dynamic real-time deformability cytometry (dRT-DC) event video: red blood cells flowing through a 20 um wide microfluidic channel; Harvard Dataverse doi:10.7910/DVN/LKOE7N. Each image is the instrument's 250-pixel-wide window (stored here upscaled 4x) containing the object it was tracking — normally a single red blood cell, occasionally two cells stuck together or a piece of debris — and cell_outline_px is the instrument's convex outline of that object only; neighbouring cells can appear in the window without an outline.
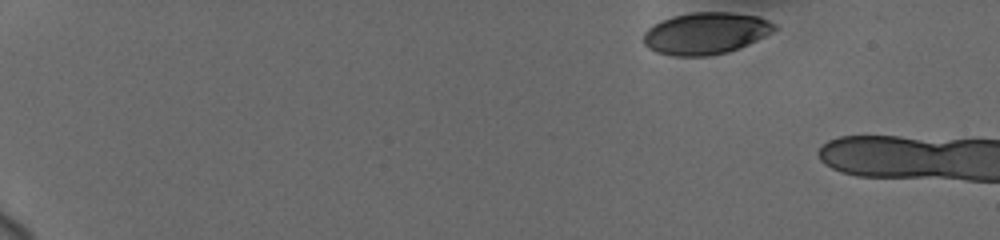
{"species": "human", "species_latin": "Homo sapiens", "temperature_condition": "cold", "stored_images_in_passage": 13, "camera_frame_rate_fps": 3000, "um_per_image_px": 0.085, "donor": {"sex": "female"}, "frame": {"image": 1, "passage_image": 1, "time_ms": 0.0, "image_size_px": [1000, 240], "cell_outline_px": [[776, 28], [772, 32], [748, 44], [728, 52], [708, 56], [672, 56], [656, 52], [648, 48], [644, 44], [644, 32], [652, 24], [672, 16], [692, 12], [732, 12], [756, 16], [768, 20], [776, 24]], "centroid_in_image_um": [59.96, 2.83], "position_along_channel_um": 25.0, "area_um2": 31.96}}
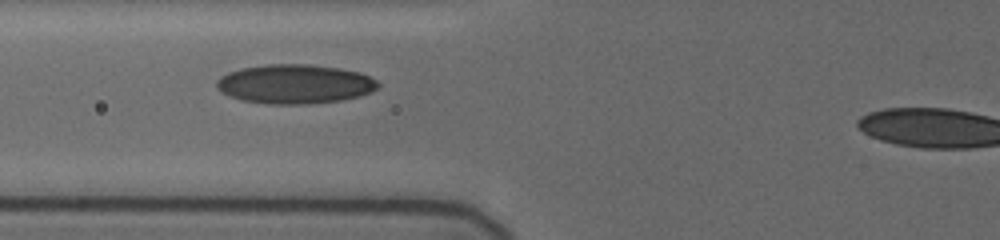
{"frame": {"image": 2, "passage_image": 11, "time_ms": 5.667, "image_size_px": [1000, 240], "cell_outline_px": [[380, 84], [372, 92], [360, 96], [340, 100], [308, 104], [268, 104], [244, 100], [220, 92], [216, 88], [216, 80], [220, 76], [228, 72], [240, 68], [264, 64], [308, 64], [340, 68], [360, 72], [376, 80]], "centroid_in_image_um": [25.05, 7.13], "position_along_channel_um": 100.8, "area_um2": 37.05}}
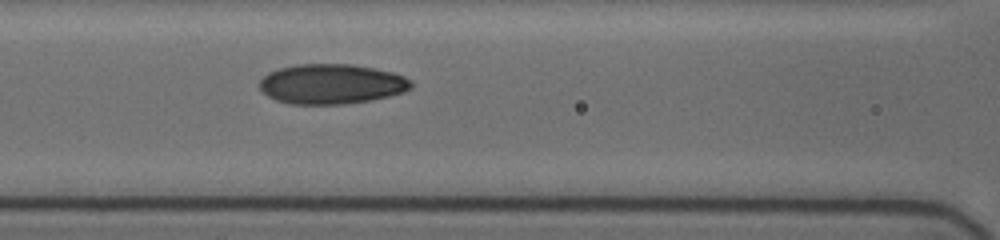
{"frame": {"image": 3, "passage_image": 13, "time_ms": 6.667, "image_size_px": [1000, 240], "cell_outline_px": [[412, 88], [404, 92], [372, 100], [344, 104], [292, 104], [276, 100], [268, 96], [260, 88], [260, 80], [268, 72], [280, 68], [296, 64], [352, 64], [392, 72], [404, 76], [412, 80]], "centroid_in_image_um": [28.19, 7.14], "position_along_channel_um": 138.4, "area_um2": 35.32}}